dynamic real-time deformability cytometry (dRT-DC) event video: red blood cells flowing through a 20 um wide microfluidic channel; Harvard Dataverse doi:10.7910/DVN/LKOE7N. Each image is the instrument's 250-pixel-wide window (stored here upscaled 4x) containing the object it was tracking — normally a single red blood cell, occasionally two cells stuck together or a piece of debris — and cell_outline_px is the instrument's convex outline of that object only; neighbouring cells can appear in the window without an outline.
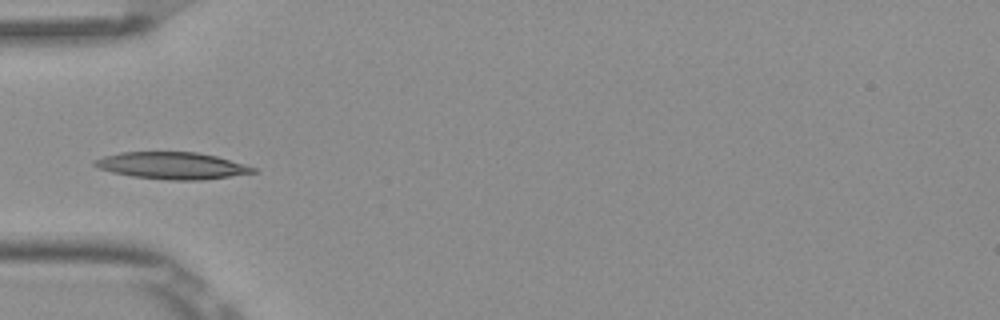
{"species": "Egyptian fruit bat (a non-hibernating species)", "species_latin": "Rousettus aegyptiacus", "temperature_condition": "room temperature", "stored_images_in_passage": 8, "camera_frame_rate_fps": 3000, "um_per_image_px": 0.085, "frame": {"image": 1, "passage_image": 5, "time_ms": 1.333, "image_size_px": [1000, 320], "cell_outline_px": [[260, 172], [204, 180], [168, 180], [132, 176], [112, 172], [100, 168], [92, 164], [92, 160], [104, 156], [120, 152], [200, 152], [216, 156], [256, 168]], "centroid_in_image_um": [14.64, 14.08], "position_along_channel_um": 70.4, "area_um2": 24.91}}
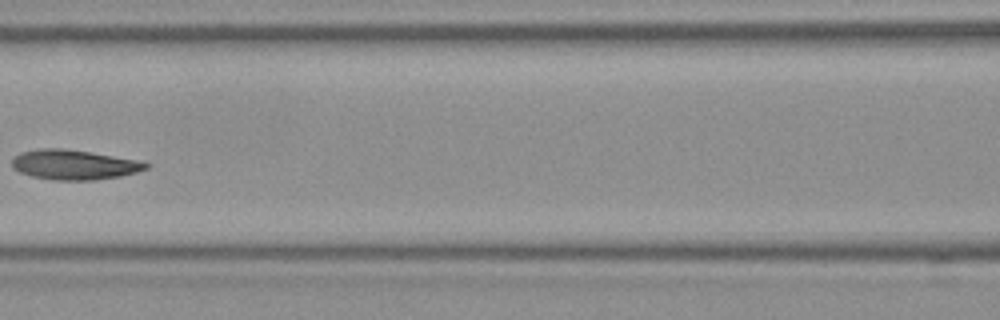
{"frame": {"image": 2, "passage_image": 7, "time_ms": 2.0, "image_size_px": [1000, 320], "cell_outline_px": [[152, 164], [148, 168], [136, 172], [120, 176], [92, 180], [52, 180], [32, 176], [20, 172], [12, 168], [12, 160], [20, 152], [40, 148], [64, 148], [136, 160]], "centroid_in_image_um": [6.27, 14.0], "position_along_channel_um": 160.3, "area_um2": 23.12}}
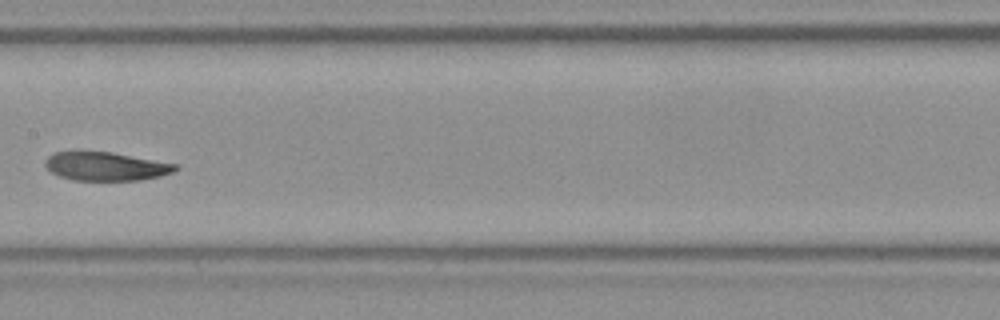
{"frame": {"image": 3, "passage_image": 8, "time_ms": 2.333, "image_size_px": [1000, 320], "cell_outline_px": [[180, 168], [172, 172], [160, 176], [140, 180], [72, 180], [60, 176], [52, 172], [44, 164], [44, 160], [52, 152], [76, 148], [80, 148], [112, 152], [180, 164]], "centroid_in_image_um": [8.95, 14.08], "position_along_channel_um": 198.5, "area_um2": 22.66}}